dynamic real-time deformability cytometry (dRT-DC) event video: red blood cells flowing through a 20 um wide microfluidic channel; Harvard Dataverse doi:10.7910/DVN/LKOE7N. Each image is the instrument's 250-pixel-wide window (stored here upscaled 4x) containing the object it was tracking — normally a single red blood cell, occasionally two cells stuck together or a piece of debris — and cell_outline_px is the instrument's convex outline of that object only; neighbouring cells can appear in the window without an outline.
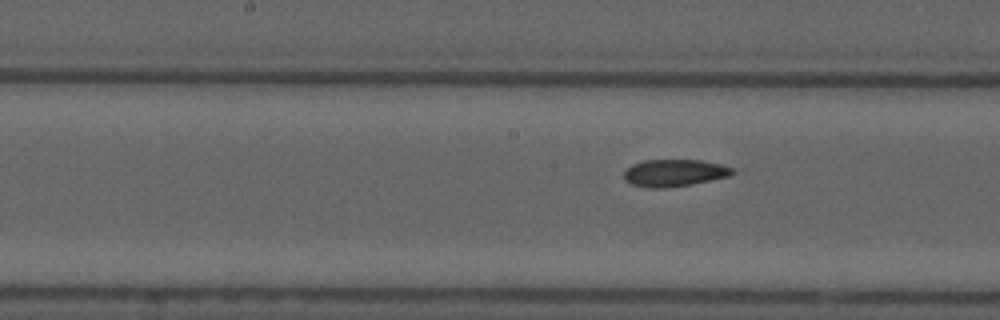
{"species": "common noctule bat (a hibernating species)", "species_latin": "Nyctalus noctula", "temperature_condition": "cold", "stored_images_in_passage": 8, "camera_frame_rate_fps": 3000, "um_per_image_px": 0.085, "animal": {"sex": "male", "forearm_length_mm": 52.5}, "frame": {"image": 1, "passage_image": 8, "time_ms": 8.667, "image_size_px": [1000, 320], "cell_outline_px": [[736, 172], [728, 176], [692, 184], [664, 188], [644, 188], [632, 184], [624, 180], [624, 172], [632, 164], [644, 160], [700, 160], [720, 164], [732, 168]], "centroid_in_image_um": [57.28, 14.7], "position_along_channel_um": 190.9, "area_um2": 17.11}}